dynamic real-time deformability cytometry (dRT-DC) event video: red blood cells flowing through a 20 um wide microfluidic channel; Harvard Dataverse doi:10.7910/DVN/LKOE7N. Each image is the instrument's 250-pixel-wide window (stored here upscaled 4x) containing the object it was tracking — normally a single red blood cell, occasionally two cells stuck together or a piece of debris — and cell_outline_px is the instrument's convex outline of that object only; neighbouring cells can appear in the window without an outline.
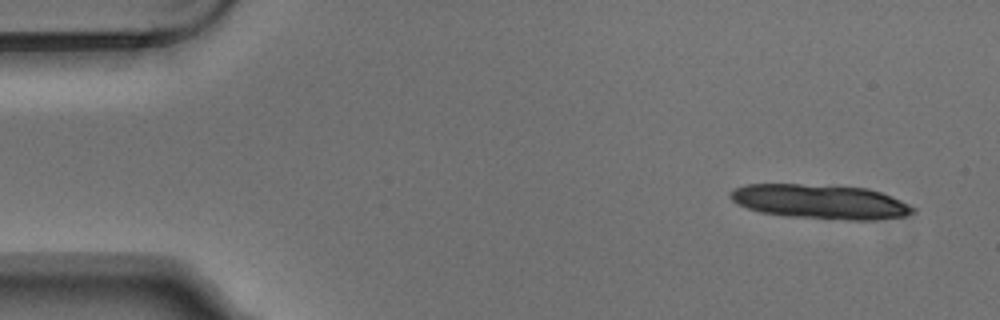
{"species": "Egyptian fruit bat (a non-hibernating species)", "species_latin": "Rousettus aegyptiacus", "temperature_condition": "warm", "stored_images_in_passage": 7, "camera_frame_rate_fps": 3000, "um_per_image_px": 0.085, "animal": {"sex": "male"}, "frame": {"image": 1, "passage_image": 1, "time_ms": 0.0, "image_size_px": [1000, 320], "cell_outline_px": [[916, 212], [908, 216], [872, 220], [848, 220], [784, 216], [760, 212], [748, 208], [732, 200], [728, 196], [728, 192], [732, 188], [744, 184], [800, 184], [868, 188], [880, 192], [900, 200], [916, 208]], "centroid_in_image_um": [69.71, 17.15], "position_along_channel_um": 15.3, "area_um2": 36.82}}
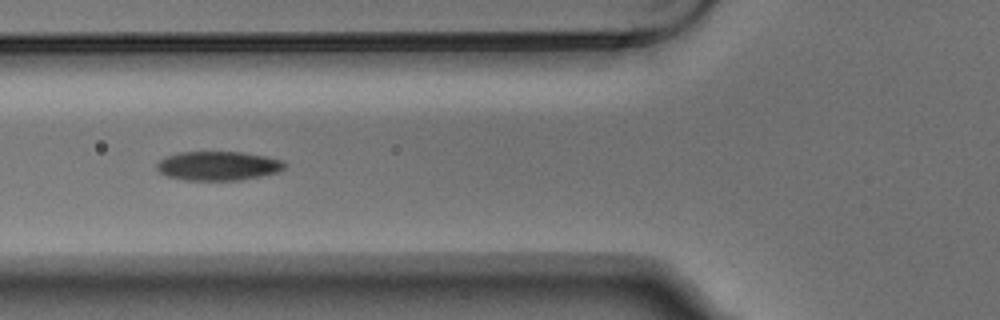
{"frame": {"image": 2, "passage_image": 5, "time_ms": 1.333, "image_size_px": [1000, 320], "cell_outline_px": [[288, 164], [280, 172], [240, 180], [184, 180], [168, 176], [160, 172], [156, 168], [156, 164], [160, 160], [168, 156], [180, 152], [244, 152], [284, 160]], "centroid_in_image_um": [18.59, 14.1], "position_along_channel_um": 107.2, "area_um2": 21.73}}
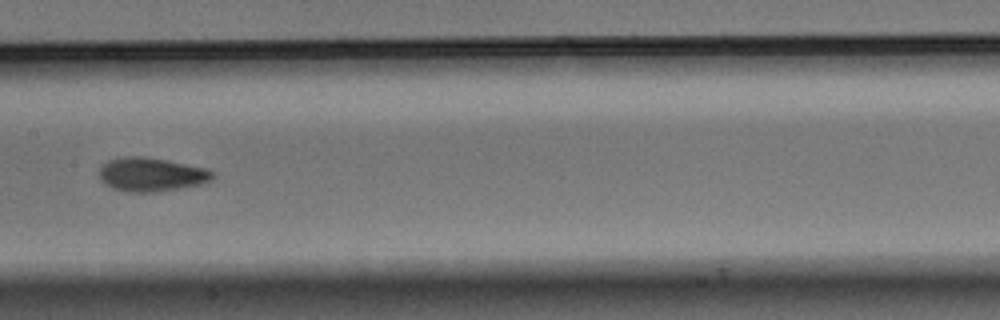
{"frame": {"image": 3, "passage_image": 7, "time_ms": 2.0, "image_size_px": [1000, 320], "cell_outline_px": [[216, 176], [212, 180], [200, 184], [180, 188], [156, 192], [128, 192], [112, 188], [104, 184], [100, 180], [100, 168], [108, 160], [124, 156], [144, 156], [168, 160], [208, 168]], "centroid_in_image_um": [12.87, 14.83], "position_along_channel_um": 194.5, "area_um2": 22.54}}